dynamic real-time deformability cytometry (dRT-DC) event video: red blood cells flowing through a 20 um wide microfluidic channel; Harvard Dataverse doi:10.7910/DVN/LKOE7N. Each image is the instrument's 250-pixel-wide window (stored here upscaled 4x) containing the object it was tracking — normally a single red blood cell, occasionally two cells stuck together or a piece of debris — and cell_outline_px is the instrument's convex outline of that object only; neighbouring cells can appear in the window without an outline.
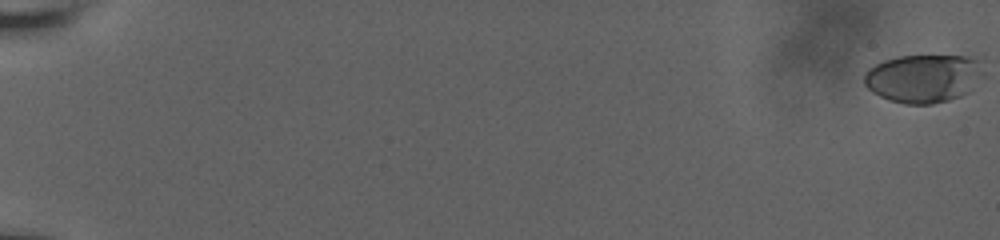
{"species": "human", "species_latin": "Homo sapiens", "temperature_condition": "room temperature", "stored_images_in_passage": 14, "camera_frame_rate_fps": 3000, "um_per_image_px": 0.085, "donor": {"sex": "male"}, "frame": {"image": 1, "passage_image": 1, "time_ms": 0.0, "image_size_px": [1000, 240], "cell_outline_px": [[976, 64], [968, 92], [960, 96], [948, 100], [932, 104], [904, 104], [888, 100], [872, 92], [864, 84], [864, 72], [868, 68], [884, 60], [900, 56], [968, 56], [976, 60]], "centroid_in_image_um": [78.28, 6.68], "position_along_channel_um": 6.7, "area_um2": 32.25}}
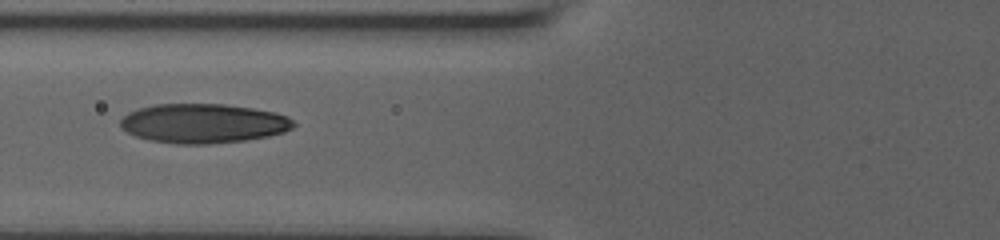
{"frame": {"image": 2, "passage_image": 12, "time_ms": 9.333, "image_size_px": [1000, 240], "cell_outline_px": [[296, 124], [292, 128], [284, 132], [268, 136], [244, 140], [208, 144], [176, 144], [148, 140], [136, 136], [120, 128], [120, 120], [128, 112], [140, 108], [156, 104], [224, 104], [252, 108], [276, 112], [288, 116]], "centroid_in_image_um": [17.28, 10.49], "position_along_channel_um": 108.5, "area_um2": 39.82}}
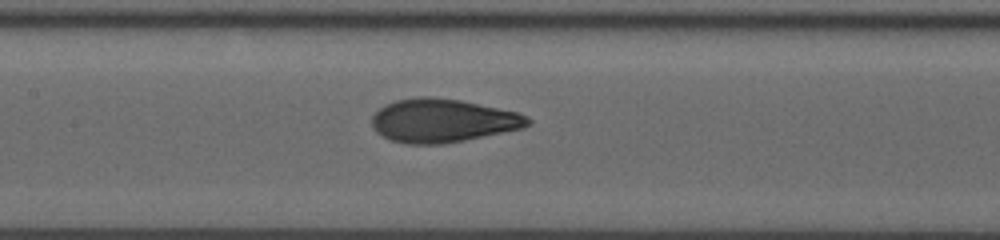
{"frame": {"image": 3, "passage_image": 14, "time_ms": 11.0, "image_size_px": [1000, 240], "cell_outline_px": [[532, 124], [524, 128], [444, 144], [408, 144], [392, 140], [376, 132], [372, 128], [372, 116], [380, 108], [396, 100], [420, 96], [432, 96], [460, 100], [516, 112], [528, 116], [532, 120]], "centroid_in_image_um": [37.64, 10.25], "position_along_channel_um": 169.8, "area_um2": 39.42}}